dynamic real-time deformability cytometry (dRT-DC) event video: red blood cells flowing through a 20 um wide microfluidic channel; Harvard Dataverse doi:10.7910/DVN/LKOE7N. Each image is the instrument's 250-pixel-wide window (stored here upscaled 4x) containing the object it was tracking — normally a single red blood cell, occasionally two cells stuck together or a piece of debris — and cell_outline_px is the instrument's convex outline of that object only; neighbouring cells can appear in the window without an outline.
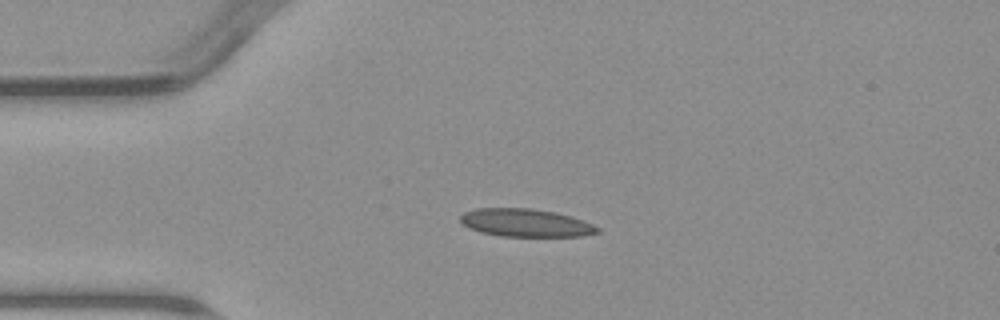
{"species": "common noctule bat (a hibernating species)", "species_latin": "Nyctalus noctula", "temperature_condition": "warm", "stored_images_in_passage": 4, "camera_frame_rate_fps": 3000, "um_per_image_px": 0.085, "animal": {"sex": "male", "body_mass_g": 23.1, "forearm_length_mm": 52.7}, "frame": {"image": 1, "passage_image": 1, "time_ms": 0.0, "image_size_px": [1000, 320], "cell_outline_px": [[600, 232], [580, 236], [500, 236], [480, 232], [468, 228], [460, 224], [460, 216], [464, 212], [476, 208], [532, 208], [556, 212], [592, 224], [600, 228]], "centroid_in_image_um": [44.61, 18.94], "position_along_channel_um": 40.4, "area_um2": 22.31}}
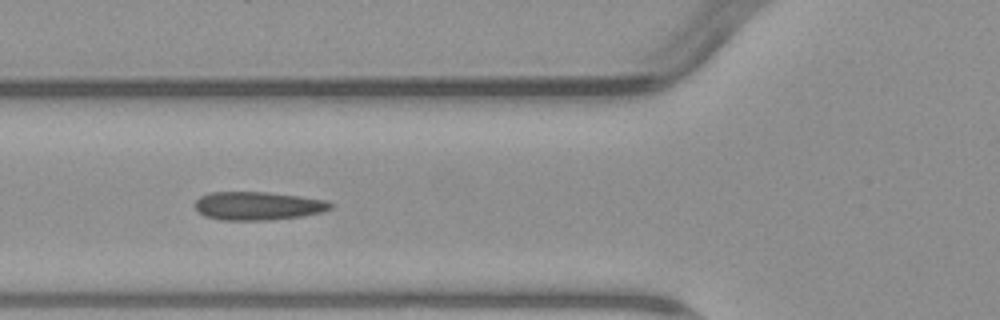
{"frame": {"image": 2, "passage_image": 3, "time_ms": 2.333, "image_size_px": [1000, 320], "cell_outline_px": [[332, 208], [320, 212], [300, 216], [272, 220], [220, 220], [204, 216], [196, 208], [196, 200], [200, 196], [208, 192], [268, 192], [300, 196], [328, 200], [332, 204]], "centroid_in_image_um": [21.92, 17.49], "position_along_channel_um": 103.9, "area_um2": 22.43}}
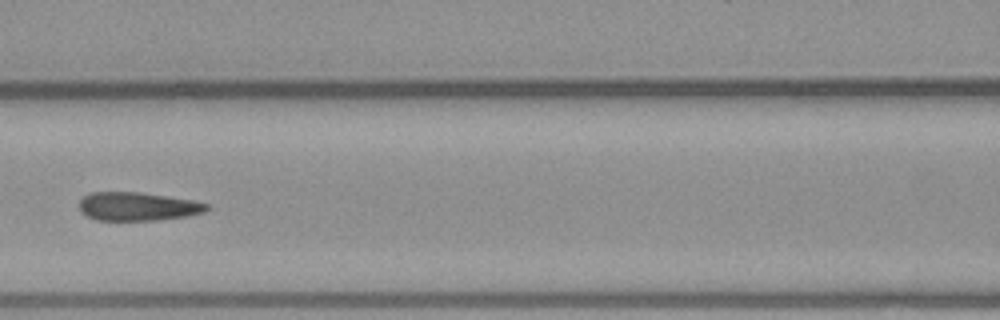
{"frame": {"image": 3, "passage_image": 4, "time_ms": 3.667, "image_size_px": [1000, 320], "cell_outline_px": [[208, 208], [204, 212], [188, 216], [160, 220], [96, 220], [80, 212], [80, 200], [84, 196], [92, 192], [140, 192], [196, 200], [208, 204]], "centroid_in_image_um": [11.73, 17.55], "position_along_channel_um": 154.9, "area_um2": 21.27}}